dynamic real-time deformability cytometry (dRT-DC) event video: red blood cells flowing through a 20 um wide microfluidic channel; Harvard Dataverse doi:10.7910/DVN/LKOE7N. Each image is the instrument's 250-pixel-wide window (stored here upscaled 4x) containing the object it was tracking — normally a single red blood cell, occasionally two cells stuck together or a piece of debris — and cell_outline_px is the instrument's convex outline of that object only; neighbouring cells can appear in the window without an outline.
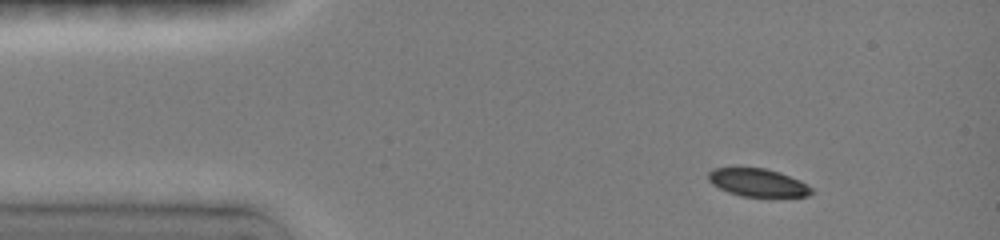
{"species": "common noctule bat (a hibernating species)", "species_latin": "Nyctalus noctula", "temperature_condition": "room temperature", "stored_images_in_passage": 6, "camera_frame_rate_fps": 3000, "um_per_image_px": 0.085, "animal": {"sex": "female", "body_mass_g": 19.0, "forearm_length_mm": 51.5}, "frame": {"image": 1, "passage_image": 2, "time_ms": 1.0, "image_size_px": [1000, 240], "cell_outline_px": [[812, 192], [808, 196], [740, 196], [728, 192], [712, 184], [708, 180], [708, 172], [712, 168], [736, 164], [764, 168], [780, 172], [800, 180], [812, 188]], "centroid_in_image_um": [64.32, 15.45], "position_along_channel_um": 20.7, "area_um2": 17.4}}